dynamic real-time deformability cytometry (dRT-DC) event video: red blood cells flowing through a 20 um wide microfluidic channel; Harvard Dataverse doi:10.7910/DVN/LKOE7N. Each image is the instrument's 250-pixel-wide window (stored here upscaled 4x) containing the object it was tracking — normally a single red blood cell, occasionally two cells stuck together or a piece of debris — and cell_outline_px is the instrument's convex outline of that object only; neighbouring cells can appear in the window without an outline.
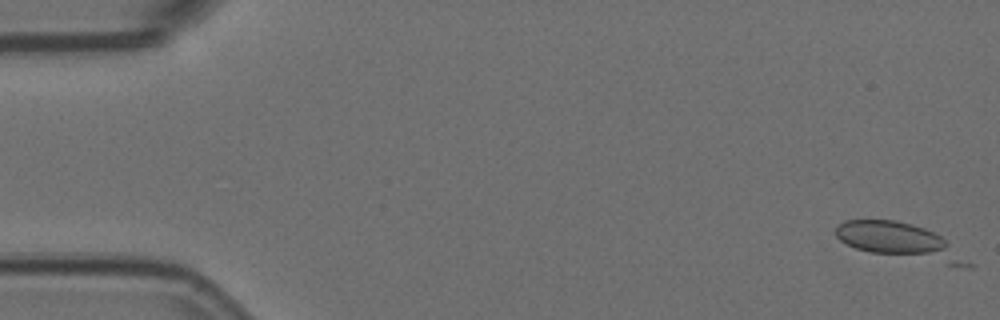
{"species": "Egyptian fruit bat (a non-hibernating species)", "species_latin": "Rousettus aegyptiacus", "temperature_condition": "room temperature", "stored_images_in_passage": 2, "camera_frame_rate_fps": 3000, "um_per_image_px": 0.085, "animal": {"sex": "female"}, "frame": {"image": 1, "passage_image": 1, "time_ms": 0.0, "image_size_px": [1000, 320], "cell_outline_px": [[972, 268], [968, 268], [868, 252], [856, 248], [840, 240], [836, 236], [836, 228], [844, 220], [896, 220], [912, 224], [924, 228], [940, 236], [972, 264]], "centroid_in_image_um": [76.47, 20.51], "position_along_channel_um": 8.5, "area_um2": 26.88}}